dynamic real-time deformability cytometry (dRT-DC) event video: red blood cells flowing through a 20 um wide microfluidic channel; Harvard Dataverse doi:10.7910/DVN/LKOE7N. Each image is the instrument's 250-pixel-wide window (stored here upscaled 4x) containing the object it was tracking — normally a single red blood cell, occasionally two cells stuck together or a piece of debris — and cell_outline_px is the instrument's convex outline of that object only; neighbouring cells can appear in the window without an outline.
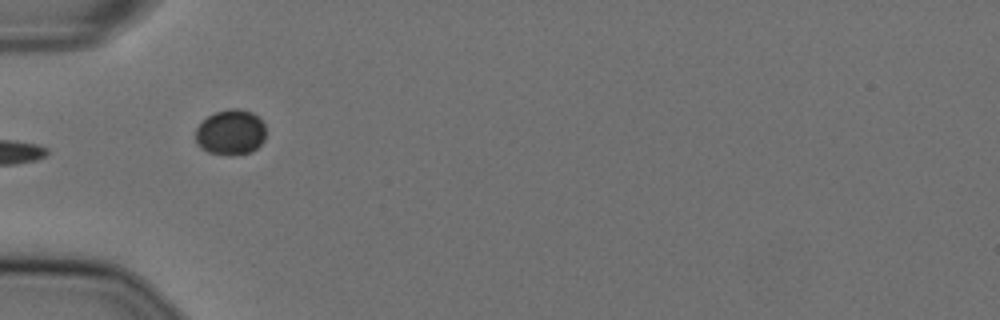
{"species": "Egyptian fruit bat (a non-hibernating species)", "species_latin": "Rousettus aegyptiacus", "temperature_condition": "cold", "stored_images_in_passage": 26, "camera_frame_rate_fps": 3000, "um_per_image_px": 0.085, "animal": {"sex": "female"}, "frame": {"image": 1, "passage_image": 1, "time_ms": 0.0, "image_size_px": [1000, 320], "cell_outline_px": [[264, 140], [252, 152], [232, 156], [208, 152], [200, 148], [196, 144], [196, 128], [208, 116], [216, 112], [228, 108], [240, 108], [252, 112], [264, 124]], "centroid_in_image_um": [19.59, 11.26], "position_along_channel_um": 65.4, "area_um2": 18.67}}